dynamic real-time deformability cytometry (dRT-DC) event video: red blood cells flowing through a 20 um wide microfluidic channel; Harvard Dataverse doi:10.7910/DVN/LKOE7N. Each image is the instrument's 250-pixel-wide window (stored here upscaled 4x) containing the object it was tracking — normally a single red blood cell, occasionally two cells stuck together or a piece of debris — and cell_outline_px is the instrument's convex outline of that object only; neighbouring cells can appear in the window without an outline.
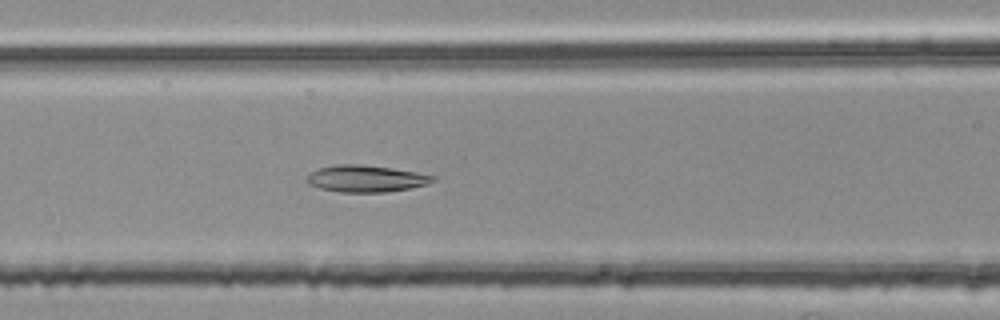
{"species": "common noctule bat (a hibernating species)", "species_latin": "Nyctalus noctula", "temperature_condition": "room temperature", "stored_images_in_passage": 36, "camera_frame_rate_fps": 3000, "um_per_image_px": 0.085, "animal": {"sex": "female", "body_mass_g": 25.1}, "frame": {"image": 1, "passage_image": 6, "time_ms": 1.667, "image_size_px": [1000, 320], "cell_outline_px": [[436, 180], [428, 184], [388, 192], [340, 192], [320, 188], [308, 184], [308, 172], [320, 168], [336, 164], [360, 164], [392, 168], [416, 172], [436, 176]], "centroid_in_image_um": [31.11, 15.18], "position_along_channel_um": 135.5, "area_um2": 19.65}}
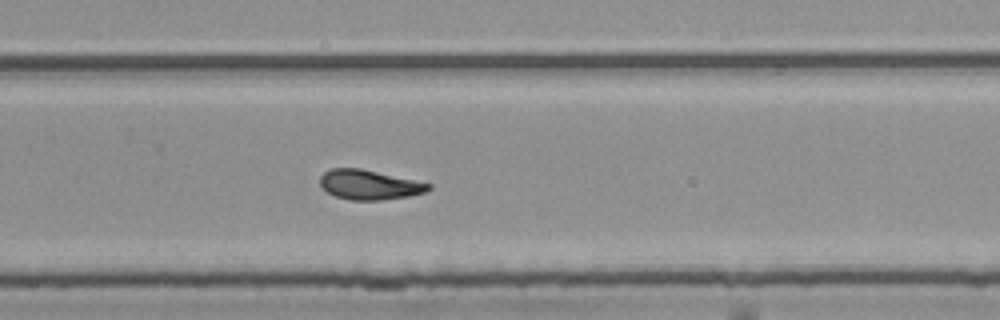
{"frame": {"image": 2, "passage_image": 19, "time_ms": 6.0, "image_size_px": [1000, 320], "cell_outline_px": [[432, 188], [424, 192], [408, 196], [384, 200], [348, 200], [336, 196], [328, 192], [320, 184], [320, 176], [324, 172], [332, 168], [360, 168], [432, 184]], "centroid_in_image_um": [31.38, 15.7], "position_along_channel_um": 298.4, "area_um2": 18.61}}
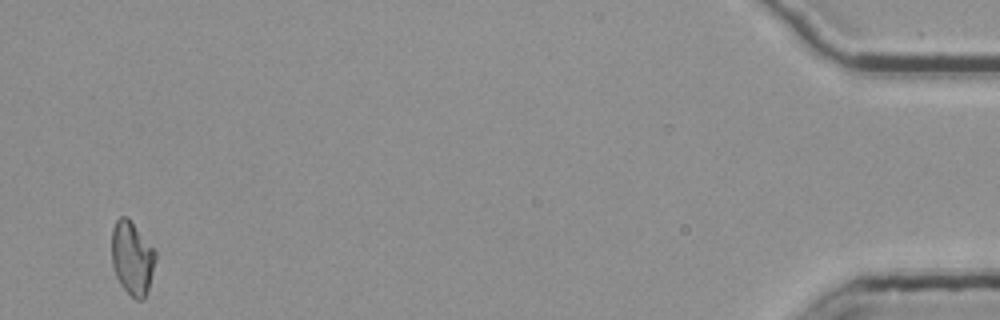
{"frame": {"image": 3, "passage_image": 36, "time_ms": 11.667, "image_size_px": [1000, 320], "cell_outline_px": [[156, 256], [148, 288], [144, 300], [136, 300], [120, 284], [112, 268], [112, 228], [116, 220], [120, 216], [128, 216], [156, 252]], "centroid_in_image_um": [11.21, 21.91], "position_along_channel_um": 424.0, "area_um2": 18.67}}